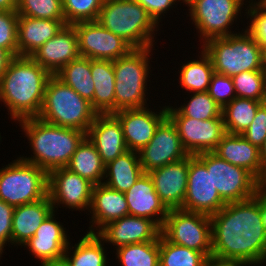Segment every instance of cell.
Segmentation results:
<instances>
[{
  "instance_id": "cell-32",
  "label": "cell",
  "mask_w": 266,
  "mask_h": 266,
  "mask_svg": "<svg viewBox=\"0 0 266 266\" xmlns=\"http://www.w3.org/2000/svg\"><path fill=\"white\" fill-rule=\"evenodd\" d=\"M199 59H193L187 63H182L179 76V84L187 93L206 92L210 85L211 77L214 73L213 64L209 55L201 49Z\"/></svg>"
},
{
  "instance_id": "cell-17",
  "label": "cell",
  "mask_w": 266,
  "mask_h": 266,
  "mask_svg": "<svg viewBox=\"0 0 266 266\" xmlns=\"http://www.w3.org/2000/svg\"><path fill=\"white\" fill-rule=\"evenodd\" d=\"M148 108L149 106L114 113L122 125L128 150L139 152L149 143L160 123L167 117V106L160 108L159 112Z\"/></svg>"
},
{
  "instance_id": "cell-22",
  "label": "cell",
  "mask_w": 266,
  "mask_h": 266,
  "mask_svg": "<svg viewBox=\"0 0 266 266\" xmlns=\"http://www.w3.org/2000/svg\"><path fill=\"white\" fill-rule=\"evenodd\" d=\"M86 136L105 165L128 151L122 125L114 114H97Z\"/></svg>"
},
{
  "instance_id": "cell-55",
  "label": "cell",
  "mask_w": 266,
  "mask_h": 266,
  "mask_svg": "<svg viewBox=\"0 0 266 266\" xmlns=\"http://www.w3.org/2000/svg\"><path fill=\"white\" fill-rule=\"evenodd\" d=\"M258 2L266 8V0H258Z\"/></svg>"
},
{
  "instance_id": "cell-26",
  "label": "cell",
  "mask_w": 266,
  "mask_h": 266,
  "mask_svg": "<svg viewBox=\"0 0 266 266\" xmlns=\"http://www.w3.org/2000/svg\"><path fill=\"white\" fill-rule=\"evenodd\" d=\"M53 211L49 195L37 202L16 206L12 217L11 245L22 247Z\"/></svg>"
},
{
  "instance_id": "cell-49",
  "label": "cell",
  "mask_w": 266,
  "mask_h": 266,
  "mask_svg": "<svg viewBox=\"0 0 266 266\" xmlns=\"http://www.w3.org/2000/svg\"><path fill=\"white\" fill-rule=\"evenodd\" d=\"M12 58L13 56L7 50L0 48V79L6 71Z\"/></svg>"
},
{
  "instance_id": "cell-9",
  "label": "cell",
  "mask_w": 266,
  "mask_h": 266,
  "mask_svg": "<svg viewBox=\"0 0 266 266\" xmlns=\"http://www.w3.org/2000/svg\"><path fill=\"white\" fill-rule=\"evenodd\" d=\"M247 2L248 0H185L184 4L189 8L187 16L200 34L198 36L202 41H199L204 44L212 38L236 34L231 26L242 17L241 12Z\"/></svg>"
},
{
  "instance_id": "cell-5",
  "label": "cell",
  "mask_w": 266,
  "mask_h": 266,
  "mask_svg": "<svg viewBox=\"0 0 266 266\" xmlns=\"http://www.w3.org/2000/svg\"><path fill=\"white\" fill-rule=\"evenodd\" d=\"M97 114L88 100L82 98L56 75L49 78L39 119L56 126L78 129L87 134Z\"/></svg>"
},
{
  "instance_id": "cell-28",
  "label": "cell",
  "mask_w": 266,
  "mask_h": 266,
  "mask_svg": "<svg viewBox=\"0 0 266 266\" xmlns=\"http://www.w3.org/2000/svg\"><path fill=\"white\" fill-rule=\"evenodd\" d=\"M94 95L90 102L98 114L115 113V75L113 61L91 59Z\"/></svg>"
},
{
  "instance_id": "cell-8",
  "label": "cell",
  "mask_w": 266,
  "mask_h": 266,
  "mask_svg": "<svg viewBox=\"0 0 266 266\" xmlns=\"http://www.w3.org/2000/svg\"><path fill=\"white\" fill-rule=\"evenodd\" d=\"M48 195V174L19 157L0 168V200L14 207L37 202Z\"/></svg>"
},
{
  "instance_id": "cell-25",
  "label": "cell",
  "mask_w": 266,
  "mask_h": 266,
  "mask_svg": "<svg viewBox=\"0 0 266 266\" xmlns=\"http://www.w3.org/2000/svg\"><path fill=\"white\" fill-rule=\"evenodd\" d=\"M66 24L65 20L38 19L18 15V56H31Z\"/></svg>"
},
{
  "instance_id": "cell-3",
  "label": "cell",
  "mask_w": 266,
  "mask_h": 266,
  "mask_svg": "<svg viewBox=\"0 0 266 266\" xmlns=\"http://www.w3.org/2000/svg\"><path fill=\"white\" fill-rule=\"evenodd\" d=\"M17 123L33 151V156L19 158L42 168L47 174L66 167L78 145L86 137L84 131L49 124L38 117L23 119Z\"/></svg>"
},
{
  "instance_id": "cell-50",
  "label": "cell",
  "mask_w": 266,
  "mask_h": 266,
  "mask_svg": "<svg viewBox=\"0 0 266 266\" xmlns=\"http://www.w3.org/2000/svg\"><path fill=\"white\" fill-rule=\"evenodd\" d=\"M0 11H17V0H0Z\"/></svg>"
},
{
  "instance_id": "cell-56",
  "label": "cell",
  "mask_w": 266,
  "mask_h": 266,
  "mask_svg": "<svg viewBox=\"0 0 266 266\" xmlns=\"http://www.w3.org/2000/svg\"><path fill=\"white\" fill-rule=\"evenodd\" d=\"M261 189L266 193V183L261 187Z\"/></svg>"
},
{
  "instance_id": "cell-39",
  "label": "cell",
  "mask_w": 266,
  "mask_h": 266,
  "mask_svg": "<svg viewBox=\"0 0 266 266\" xmlns=\"http://www.w3.org/2000/svg\"><path fill=\"white\" fill-rule=\"evenodd\" d=\"M232 80L237 97L263 101L266 83L263 70L241 72Z\"/></svg>"
},
{
  "instance_id": "cell-1",
  "label": "cell",
  "mask_w": 266,
  "mask_h": 266,
  "mask_svg": "<svg viewBox=\"0 0 266 266\" xmlns=\"http://www.w3.org/2000/svg\"><path fill=\"white\" fill-rule=\"evenodd\" d=\"M210 218L213 256L251 266L266 264L261 189L250 199L227 203Z\"/></svg>"
},
{
  "instance_id": "cell-20",
  "label": "cell",
  "mask_w": 266,
  "mask_h": 266,
  "mask_svg": "<svg viewBox=\"0 0 266 266\" xmlns=\"http://www.w3.org/2000/svg\"><path fill=\"white\" fill-rule=\"evenodd\" d=\"M189 156L148 173L155 191L168 210L181 209L187 192Z\"/></svg>"
},
{
  "instance_id": "cell-38",
  "label": "cell",
  "mask_w": 266,
  "mask_h": 266,
  "mask_svg": "<svg viewBox=\"0 0 266 266\" xmlns=\"http://www.w3.org/2000/svg\"><path fill=\"white\" fill-rule=\"evenodd\" d=\"M16 12L38 19L65 20L62 0H17Z\"/></svg>"
},
{
  "instance_id": "cell-53",
  "label": "cell",
  "mask_w": 266,
  "mask_h": 266,
  "mask_svg": "<svg viewBox=\"0 0 266 266\" xmlns=\"http://www.w3.org/2000/svg\"><path fill=\"white\" fill-rule=\"evenodd\" d=\"M263 72L266 75V49L263 50Z\"/></svg>"
},
{
  "instance_id": "cell-23",
  "label": "cell",
  "mask_w": 266,
  "mask_h": 266,
  "mask_svg": "<svg viewBox=\"0 0 266 266\" xmlns=\"http://www.w3.org/2000/svg\"><path fill=\"white\" fill-rule=\"evenodd\" d=\"M91 214L88 233H98L108 223L129 215L125 194L104 183L94 185L89 211Z\"/></svg>"
},
{
  "instance_id": "cell-16",
  "label": "cell",
  "mask_w": 266,
  "mask_h": 266,
  "mask_svg": "<svg viewBox=\"0 0 266 266\" xmlns=\"http://www.w3.org/2000/svg\"><path fill=\"white\" fill-rule=\"evenodd\" d=\"M138 153L144 173L189 156L182 145L176 125L168 116L160 123L149 143Z\"/></svg>"
},
{
  "instance_id": "cell-46",
  "label": "cell",
  "mask_w": 266,
  "mask_h": 266,
  "mask_svg": "<svg viewBox=\"0 0 266 266\" xmlns=\"http://www.w3.org/2000/svg\"><path fill=\"white\" fill-rule=\"evenodd\" d=\"M140 5H142L148 15L153 19V21L160 26L159 22H161L162 17L165 16L166 13H168L169 10H173L174 5H178L177 3L180 2L181 4L185 0H135Z\"/></svg>"
},
{
  "instance_id": "cell-11",
  "label": "cell",
  "mask_w": 266,
  "mask_h": 266,
  "mask_svg": "<svg viewBox=\"0 0 266 266\" xmlns=\"http://www.w3.org/2000/svg\"><path fill=\"white\" fill-rule=\"evenodd\" d=\"M161 234L171 243L212 255L211 218L208 215L171 209L168 211Z\"/></svg>"
},
{
  "instance_id": "cell-54",
  "label": "cell",
  "mask_w": 266,
  "mask_h": 266,
  "mask_svg": "<svg viewBox=\"0 0 266 266\" xmlns=\"http://www.w3.org/2000/svg\"><path fill=\"white\" fill-rule=\"evenodd\" d=\"M262 103H263V104L265 105V107H266V83H265L264 98H263Z\"/></svg>"
},
{
  "instance_id": "cell-30",
  "label": "cell",
  "mask_w": 266,
  "mask_h": 266,
  "mask_svg": "<svg viewBox=\"0 0 266 266\" xmlns=\"http://www.w3.org/2000/svg\"><path fill=\"white\" fill-rule=\"evenodd\" d=\"M105 166L95 145L86 136L78 145L66 168L98 185L103 183Z\"/></svg>"
},
{
  "instance_id": "cell-45",
  "label": "cell",
  "mask_w": 266,
  "mask_h": 266,
  "mask_svg": "<svg viewBox=\"0 0 266 266\" xmlns=\"http://www.w3.org/2000/svg\"><path fill=\"white\" fill-rule=\"evenodd\" d=\"M14 206L0 200V255L5 251V246L11 244L12 217Z\"/></svg>"
},
{
  "instance_id": "cell-52",
  "label": "cell",
  "mask_w": 266,
  "mask_h": 266,
  "mask_svg": "<svg viewBox=\"0 0 266 266\" xmlns=\"http://www.w3.org/2000/svg\"><path fill=\"white\" fill-rule=\"evenodd\" d=\"M261 217L266 231V193L261 189Z\"/></svg>"
},
{
  "instance_id": "cell-44",
  "label": "cell",
  "mask_w": 266,
  "mask_h": 266,
  "mask_svg": "<svg viewBox=\"0 0 266 266\" xmlns=\"http://www.w3.org/2000/svg\"><path fill=\"white\" fill-rule=\"evenodd\" d=\"M241 135L252 145H255L259 149L261 148L266 139V107L263 103L256 111L254 120L250 126Z\"/></svg>"
},
{
  "instance_id": "cell-18",
  "label": "cell",
  "mask_w": 266,
  "mask_h": 266,
  "mask_svg": "<svg viewBox=\"0 0 266 266\" xmlns=\"http://www.w3.org/2000/svg\"><path fill=\"white\" fill-rule=\"evenodd\" d=\"M97 234L105 243L117 249L124 245L157 240L161 228L151 219L127 215L108 223Z\"/></svg>"
},
{
  "instance_id": "cell-21",
  "label": "cell",
  "mask_w": 266,
  "mask_h": 266,
  "mask_svg": "<svg viewBox=\"0 0 266 266\" xmlns=\"http://www.w3.org/2000/svg\"><path fill=\"white\" fill-rule=\"evenodd\" d=\"M55 212L45 218L33 237L23 245L41 264L64 257L70 242V236L64 225L56 220Z\"/></svg>"
},
{
  "instance_id": "cell-41",
  "label": "cell",
  "mask_w": 266,
  "mask_h": 266,
  "mask_svg": "<svg viewBox=\"0 0 266 266\" xmlns=\"http://www.w3.org/2000/svg\"><path fill=\"white\" fill-rule=\"evenodd\" d=\"M244 14L249 19L246 31L256 40L264 50L266 49V8L256 0H249Z\"/></svg>"
},
{
  "instance_id": "cell-14",
  "label": "cell",
  "mask_w": 266,
  "mask_h": 266,
  "mask_svg": "<svg viewBox=\"0 0 266 266\" xmlns=\"http://www.w3.org/2000/svg\"><path fill=\"white\" fill-rule=\"evenodd\" d=\"M225 205L213 186L211 170L195 155H189L187 192L181 209L212 216Z\"/></svg>"
},
{
  "instance_id": "cell-12",
  "label": "cell",
  "mask_w": 266,
  "mask_h": 266,
  "mask_svg": "<svg viewBox=\"0 0 266 266\" xmlns=\"http://www.w3.org/2000/svg\"><path fill=\"white\" fill-rule=\"evenodd\" d=\"M167 116L176 125L182 145L189 155L213 152L226 134L223 117L196 120L184 117L170 104L167 105Z\"/></svg>"
},
{
  "instance_id": "cell-43",
  "label": "cell",
  "mask_w": 266,
  "mask_h": 266,
  "mask_svg": "<svg viewBox=\"0 0 266 266\" xmlns=\"http://www.w3.org/2000/svg\"><path fill=\"white\" fill-rule=\"evenodd\" d=\"M207 92L222 109L237 97L232 77L216 72L211 77Z\"/></svg>"
},
{
  "instance_id": "cell-37",
  "label": "cell",
  "mask_w": 266,
  "mask_h": 266,
  "mask_svg": "<svg viewBox=\"0 0 266 266\" xmlns=\"http://www.w3.org/2000/svg\"><path fill=\"white\" fill-rule=\"evenodd\" d=\"M189 96L190 100L184 101L176 109L184 116L196 120H209L212 118L223 117L222 108L208 94V92H193Z\"/></svg>"
},
{
  "instance_id": "cell-51",
  "label": "cell",
  "mask_w": 266,
  "mask_h": 266,
  "mask_svg": "<svg viewBox=\"0 0 266 266\" xmlns=\"http://www.w3.org/2000/svg\"><path fill=\"white\" fill-rule=\"evenodd\" d=\"M40 266H71V265L65 257H61L58 259L44 262Z\"/></svg>"
},
{
  "instance_id": "cell-48",
  "label": "cell",
  "mask_w": 266,
  "mask_h": 266,
  "mask_svg": "<svg viewBox=\"0 0 266 266\" xmlns=\"http://www.w3.org/2000/svg\"><path fill=\"white\" fill-rule=\"evenodd\" d=\"M261 168H260V186L266 183V139L260 148Z\"/></svg>"
},
{
  "instance_id": "cell-33",
  "label": "cell",
  "mask_w": 266,
  "mask_h": 266,
  "mask_svg": "<svg viewBox=\"0 0 266 266\" xmlns=\"http://www.w3.org/2000/svg\"><path fill=\"white\" fill-rule=\"evenodd\" d=\"M82 98L91 102L94 95V81L91 75V59L79 56L66 64L55 74Z\"/></svg>"
},
{
  "instance_id": "cell-15",
  "label": "cell",
  "mask_w": 266,
  "mask_h": 266,
  "mask_svg": "<svg viewBox=\"0 0 266 266\" xmlns=\"http://www.w3.org/2000/svg\"><path fill=\"white\" fill-rule=\"evenodd\" d=\"M93 187L94 184L89 180L66 167L55 169L48 174V195L56 212L58 207L61 208L60 204L66 209L89 211Z\"/></svg>"
},
{
  "instance_id": "cell-47",
  "label": "cell",
  "mask_w": 266,
  "mask_h": 266,
  "mask_svg": "<svg viewBox=\"0 0 266 266\" xmlns=\"http://www.w3.org/2000/svg\"><path fill=\"white\" fill-rule=\"evenodd\" d=\"M203 266H250V265L244 262L222 259L211 255L205 259Z\"/></svg>"
},
{
  "instance_id": "cell-2",
  "label": "cell",
  "mask_w": 266,
  "mask_h": 266,
  "mask_svg": "<svg viewBox=\"0 0 266 266\" xmlns=\"http://www.w3.org/2000/svg\"><path fill=\"white\" fill-rule=\"evenodd\" d=\"M52 74L30 56H14L0 79V102L11 120L40 114L47 82Z\"/></svg>"
},
{
  "instance_id": "cell-4",
  "label": "cell",
  "mask_w": 266,
  "mask_h": 266,
  "mask_svg": "<svg viewBox=\"0 0 266 266\" xmlns=\"http://www.w3.org/2000/svg\"><path fill=\"white\" fill-rule=\"evenodd\" d=\"M97 21L133 48L154 47L159 31L146 9L135 0H104Z\"/></svg>"
},
{
  "instance_id": "cell-34",
  "label": "cell",
  "mask_w": 266,
  "mask_h": 266,
  "mask_svg": "<svg viewBox=\"0 0 266 266\" xmlns=\"http://www.w3.org/2000/svg\"><path fill=\"white\" fill-rule=\"evenodd\" d=\"M262 101L235 97L222 109L226 133L243 134L254 120Z\"/></svg>"
},
{
  "instance_id": "cell-6",
  "label": "cell",
  "mask_w": 266,
  "mask_h": 266,
  "mask_svg": "<svg viewBox=\"0 0 266 266\" xmlns=\"http://www.w3.org/2000/svg\"><path fill=\"white\" fill-rule=\"evenodd\" d=\"M153 50V47L133 48L127 55L113 61L115 112L149 105L146 97L149 91L147 82H151L148 77L152 72L149 64Z\"/></svg>"
},
{
  "instance_id": "cell-36",
  "label": "cell",
  "mask_w": 266,
  "mask_h": 266,
  "mask_svg": "<svg viewBox=\"0 0 266 266\" xmlns=\"http://www.w3.org/2000/svg\"><path fill=\"white\" fill-rule=\"evenodd\" d=\"M206 258L202 252L171 243L162 234L159 236L160 266H203Z\"/></svg>"
},
{
  "instance_id": "cell-40",
  "label": "cell",
  "mask_w": 266,
  "mask_h": 266,
  "mask_svg": "<svg viewBox=\"0 0 266 266\" xmlns=\"http://www.w3.org/2000/svg\"><path fill=\"white\" fill-rule=\"evenodd\" d=\"M66 24L97 21L104 0H62Z\"/></svg>"
},
{
  "instance_id": "cell-19",
  "label": "cell",
  "mask_w": 266,
  "mask_h": 266,
  "mask_svg": "<svg viewBox=\"0 0 266 266\" xmlns=\"http://www.w3.org/2000/svg\"><path fill=\"white\" fill-rule=\"evenodd\" d=\"M80 55L76 30L73 25H65L53 38L44 43L30 57L52 75Z\"/></svg>"
},
{
  "instance_id": "cell-7",
  "label": "cell",
  "mask_w": 266,
  "mask_h": 266,
  "mask_svg": "<svg viewBox=\"0 0 266 266\" xmlns=\"http://www.w3.org/2000/svg\"><path fill=\"white\" fill-rule=\"evenodd\" d=\"M240 32L212 38L201 45L211 58L214 72L233 77L241 72L263 70V49L245 29Z\"/></svg>"
},
{
  "instance_id": "cell-29",
  "label": "cell",
  "mask_w": 266,
  "mask_h": 266,
  "mask_svg": "<svg viewBox=\"0 0 266 266\" xmlns=\"http://www.w3.org/2000/svg\"><path fill=\"white\" fill-rule=\"evenodd\" d=\"M143 173L139 153L128 150L105 166L103 183L125 193Z\"/></svg>"
},
{
  "instance_id": "cell-35",
  "label": "cell",
  "mask_w": 266,
  "mask_h": 266,
  "mask_svg": "<svg viewBox=\"0 0 266 266\" xmlns=\"http://www.w3.org/2000/svg\"><path fill=\"white\" fill-rule=\"evenodd\" d=\"M116 251V259L121 266H160L159 238L138 244L121 246Z\"/></svg>"
},
{
  "instance_id": "cell-42",
  "label": "cell",
  "mask_w": 266,
  "mask_h": 266,
  "mask_svg": "<svg viewBox=\"0 0 266 266\" xmlns=\"http://www.w3.org/2000/svg\"><path fill=\"white\" fill-rule=\"evenodd\" d=\"M17 31L18 13L0 11V48L7 50L13 57L18 56Z\"/></svg>"
},
{
  "instance_id": "cell-10",
  "label": "cell",
  "mask_w": 266,
  "mask_h": 266,
  "mask_svg": "<svg viewBox=\"0 0 266 266\" xmlns=\"http://www.w3.org/2000/svg\"><path fill=\"white\" fill-rule=\"evenodd\" d=\"M195 156L207 170H211L213 186L226 204L250 199L261 189L251 172L230 164L214 152H202Z\"/></svg>"
},
{
  "instance_id": "cell-24",
  "label": "cell",
  "mask_w": 266,
  "mask_h": 266,
  "mask_svg": "<svg viewBox=\"0 0 266 266\" xmlns=\"http://www.w3.org/2000/svg\"><path fill=\"white\" fill-rule=\"evenodd\" d=\"M129 215L153 220L163 226L168 209L155 191L154 182L148 173H143L125 193Z\"/></svg>"
},
{
  "instance_id": "cell-31",
  "label": "cell",
  "mask_w": 266,
  "mask_h": 266,
  "mask_svg": "<svg viewBox=\"0 0 266 266\" xmlns=\"http://www.w3.org/2000/svg\"><path fill=\"white\" fill-rule=\"evenodd\" d=\"M104 243L97 233L87 232L74 246L69 242L64 257L71 266H108L109 259L106 247H103Z\"/></svg>"
},
{
  "instance_id": "cell-27",
  "label": "cell",
  "mask_w": 266,
  "mask_h": 266,
  "mask_svg": "<svg viewBox=\"0 0 266 266\" xmlns=\"http://www.w3.org/2000/svg\"><path fill=\"white\" fill-rule=\"evenodd\" d=\"M213 152L230 164L247 169L260 185V149L241 134L226 133Z\"/></svg>"
},
{
  "instance_id": "cell-13",
  "label": "cell",
  "mask_w": 266,
  "mask_h": 266,
  "mask_svg": "<svg viewBox=\"0 0 266 266\" xmlns=\"http://www.w3.org/2000/svg\"><path fill=\"white\" fill-rule=\"evenodd\" d=\"M72 25L77 33L82 57L114 61L133 49L127 41L106 29L98 21H82Z\"/></svg>"
}]
</instances>
